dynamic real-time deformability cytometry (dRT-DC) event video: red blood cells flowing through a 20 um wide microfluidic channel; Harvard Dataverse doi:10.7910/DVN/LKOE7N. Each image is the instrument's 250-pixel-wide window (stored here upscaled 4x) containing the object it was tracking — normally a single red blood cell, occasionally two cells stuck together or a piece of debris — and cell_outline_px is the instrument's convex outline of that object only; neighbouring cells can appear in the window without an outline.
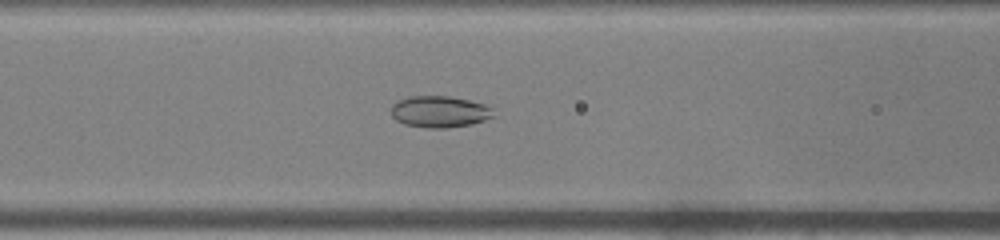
{"species": "common noctule bat (a hibernating species)", "species_latin": "Nyctalus noctula", "temperature_condition": "warm", "stored_images_in_passage": 41, "camera_frame_rate_fps": 3000, "um_per_image_px": 0.085, "animal": {"sex": "male", "body_mass_g": 19.0, "forearm_length_mm": 50.8}, "frame": {"image": 1, "passage_image": 13, "time_ms": 4.0, "image_size_px": [1000, 240], "cell_outline_px": [[496, 116], [472, 124], [444, 128], [428, 128], [404, 124], [396, 120], [392, 116], [392, 104], [396, 100], [408, 96], [448, 96], [468, 100], [484, 104], [492, 108]], "centroid_in_image_um": [37.36, 9.49], "position_along_channel_um": 129.2, "area_um2": 18.9}}
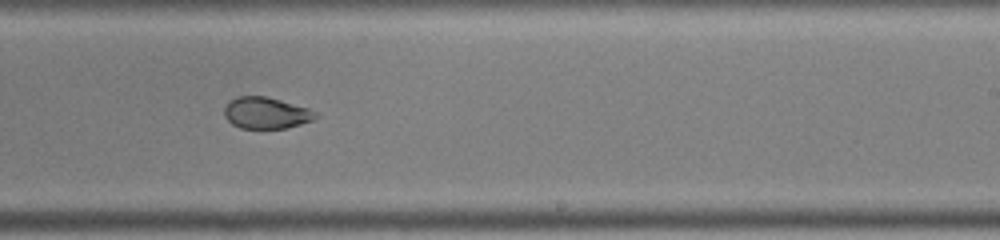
{"frame": {"image": 2, "passage_image": 23, "time_ms": 7.333, "image_size_px": [1000, 240], "cell_outline_px": [[320, 116], [312, 120], [300, 124], [284, 128], [240, 128], [232, 124], [224, 116], [224, 108], [228, 100], [236, 96], [264, 96], [280, 100], [308, 108], [316, 112]], "centroid_in_image_um": [22.59, 9.59], "position_along_channel_um": 266.4, "area_um2": 16.76}}
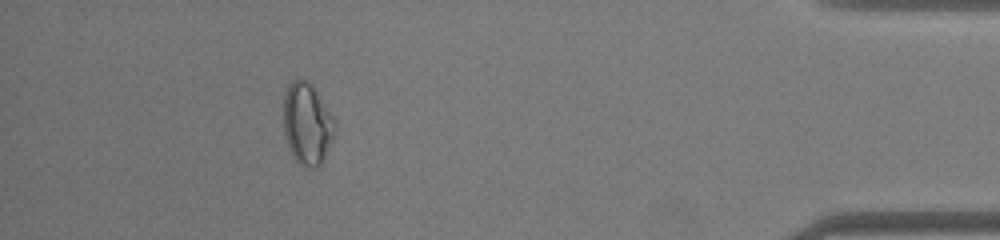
{"frame": {"image": 3, "passage_image": 37, "time_ms": 12.0, "image_size_px": [1000, 240], "cell_outline_px": [[336, 124], [332, 140], [320, 164], [316, 168], [308, 168], [300, 164], [292, 156], [284, 132], [284, 96], [288, 84], [292, 80], [308, 80], [312, 84], [336, 120]], "centroid_in_image_um": [26.11, 10.5], "position_along_channel_um": 409.1, "area_um2": 24.39}, "authors_computed_cell_mechanics": {"area_um2": 20.808, "velocity_mm_per_s": 4.1331, "shape_relaxation_time_tau1_ms": null, "shape_relaxation_time_tau2_ms": 1.9392, "deformation_change_tau1": null, "deformation_change_tau2": 0.0629}}